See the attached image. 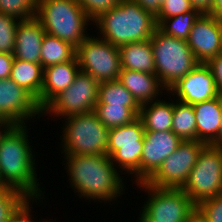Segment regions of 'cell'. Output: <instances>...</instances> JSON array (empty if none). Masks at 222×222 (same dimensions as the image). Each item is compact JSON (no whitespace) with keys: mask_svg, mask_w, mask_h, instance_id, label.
I'll list each match as a JSON object with an SVG mask.
<instances>
[{"mask_svg":"<svg viewBox=\"0 0 222 222\" xmlns=\"http://www.w3.org/2000/svg\"><path fill=\"white\" fill-rule=\"evenodd\" d=\"M27 129L26 125H14L3 136L0 144V181L3 186L23 193L32 203H41L45 191L40 190L42 188L37 182L36 158Z\"/></svg>","mask_w":222,"mask_h":222,"instance_id":"1","label":"cell"},{"mask_svg":"<svg viewBox=\"0 0 222 222\" xmlns=\"http://www.w3.org/2000/svg\"><path fill=\"white\" fill-rule=\"evenodd\" d=\"M70 185L79 198L114 201L123 194L124 181L108 155H64Z\"/></svg>","mask_w":222,"mask_h":222,"instance_id":"2","label":"cell"},{"mask_svg":"<svg viewBox=\"0 0 222 222\" xmlns=\"http://www.w3.org/2000/svg\"><path fill=\"white\" fill-rule=\"evenodd\" d=\"M100 38L114 46L150 40L157 28L155 17L134 0H120L117 6L93 21Z\"/></svg>","mask_w":222,"mask_h":222,"instance_id":"3","label":"cell"},{"mask_svg":"<svg viewBox=\"0 0 222 222\" xmlns=\"http://www.w3.org/2000/svg\"><path fill=\"white\" fill-rule=\"evenodd\" d=\"M35 17L47 34L75 48L89 36L86 30L93 24L76 0H38Z\"/></svg>","mask_w":222,"mask_h":222,"instance_id":"4","label":"cell"},{"mask_svg":"<svg viewBox=\"0 0 222 222\" xmlns=\"http://www.w3.org/2000/svg\"><path fill=\"white\" fill-rule=\"evenodd\" d=\"M150 42L155 75L166 91L199 64L187 40L169 36L157 27Z\"/></svg>","mask_w":222,"mask_h":222,"instance_id":"5","label":"cell"},{"mask_svg":"<svg viewBox=\"0 0 222 222\" xmlns=\"http://www.w3.org/2000/svg\"><path fill=\"white\" fill-rule=\"evenodd\" d=\"M62 131L64 155H107L109 129L92 111L65 117Z\"/></svg>","mask_w":222,"mask_h":222,"instance_id":"6","label":"cell"},{"mask_svg":"<svg viewBox=\"0 0 222 222\" xmlns=\"http://www.w3.org/2000/svg\"><path fill=\"white\" fill-rule=\"evenodd\" d=\"M136 185L149 193L138 222H187L196 209V204L182 189L156 188L146 182Z\"/></svg>","mask_w":222,"mask_h":222,"instance_id":"7","label":"cell"},{"mask_svg":"<svg viewBox=\"0 0 222 222\" xmlns=\"http://www.w3.org/2000/svg\"><path fill=\"white\" fill-rule=\"evenodd\" d=\"M145 129L138 117L133 122L109 129L107 155L122 172L133 174L140 183V158L143 150Z\"/></svg>","mask_w":222,"mask_h":222,"instance_id":"8","label":"cell"},{"mask_svg":"<svg viewBox=\"0 0 222 222\" xmlns=\"http://www.w3.org/2000/svg\"><path fill=\"white\" fill-rule=\"evenodd\" d=\"M181 189L196 205L222 194V149L206 145Z\"/></svg>","mask_w":222,"mask_h":222,"instance_id":"9","label":"cell"},{"mask_svg":"<svg viewBox=\"0 0 222 222\" xmlns=\"http://www.w3.org/2000/svg\"><path fill=\"white\" fill-rule=\"evenodd\" d=\"M76 58L80 71L99 83L118 80L121 71L119 48L105 39L89 35L76 48Z\"/></svg>","mask_w":222,"mask_h":222,"instance_id":"10","label":"cell"},{"mask_svg":"<svg viewBox=\"0 0 222 222\" xmlns=\"http://www.w3.org/2000/svg\"><path fill=\"white\" fill-rule=\"evenodd\" d=\"M99 82L88 73L80 71L73 83L57 94L43 109L42 115L51 114L53 118L83 114L94 111L98 98Z\"/></svg>","mask_w":222,"mask_h":222,"instance_id":"11","label":"cell"},{"mask_svg":"<svg viewBox=\"0 0 222 222\" xmlns=\"http://www.w3.org/2000/svg\"><path fill=\"white\" fill-rule=\"evenodd\" d=\"M206 145L202 141H183L146 183L156 188L181 189Z\"/></svg>","mask_w":222,"mask_h":222,"instance_id":"12","label":"cell"},{"mask_svg":"<svg viewBox=\"0 0 222 222\" xmlns=\"http://www.w3.org/2000/svg\"><path fill=\"white\" fill-rule=\"evenodd\" d=\"M42 116L37 100L10 78L0 80V119L13 125Z\"/></svg>","mask_w":222,"mask_h":222,"instance_id":"13","label":"cell"},{"mask_svg":"<svg viewBox=\"0 0 222 222\" xmlns=\"http://www.w3.org/2000/svg\"><path fill=\"white\" fill-rule=\"evenodd\" d=\"M185 104H197L219 96L214 77L206 63H199L184 78L179 79L167 91Z\"/></svg>","mask_w":222,"mask_h":222,"instance_id":"14","label":"cell"},{"mask_svg":"<svg viewBox=\"0 0 222 222\" xmlns=\"http://www.w3.org/2000/svg\"><path fill=\"white\" fill-rule=\"evenodd\" d=\"M182 142L172 131H145L140 158V183L146 182Z\"/></svg>","mask_w":222,"mask_h":222,"instance_id":"15","label":"cell"},{"mask_svg":"<svg viewBox=\"0 0 222 222\" xmlns=\"http://www.w3.org/2000/svg\"><path fill=\"white\" fill-rule=\"evenodd\" d=\"M187 44L199 63L222 53L219 17L201 14L190 30Z\"/></svg>","mask_w":222,"mask_h":222,"instance_id":"16","label":"cell"},{"mask_svg":"<svg viewBox=\"0 0 222 222\" xmlns=\"http://www.w3.org/2000/svg\"><path fill=\"white\" fill-rule=\"evenodd\" d=\"M45 33L36 17L20 20L15 35L14 58L41 64L40 51Z\"/></svg>","mask_w":222,"mask_h":222,"instance_id":"17","label":"cell"},{"mask_svg":"<svg viewBox=\"0 0 222 222\" xmlns=\"http://www.w3.org/2000/svg\"><path fill=\"white\" fill-rule=\"evenodd\" d=\"M76 56L71 60L44 68L39 107L43 109L57 94L66 90L79 72Z\"/></svg>","mask_w":222,"mask_h":222,"instance_id":"18","label":"cell"},{"mask_svg":"<svg viewBox=\"0 0 222 222\" xmlns=\"http://www.w3.org/2000/svg\"><path fill=\"white\" fill-rule=\"evenodd\" d=\"M118 80L140 105L158 100L161 90H166L156 75L146 72L121 69Z\"/></svg>","mask_w":222,"mask_h":222,"instance_id":"19","label":"cell"},{"mask_svg":"<svg viewBox=\"0 0 222 222\" xmlns=\"http://www.w3.org/2000/svg\"><path fill=\"white\" fill-rule=\"evenodd\" d=\"M197 124V141L210 145L219 132L222 114V96L193 105Z\"/></svg>","mask_w":222,"mask_h":222,"instance_id":"20","label":"cell"},{"mask_svg":"<svg viewBox=\"0 0 222 222\" xmlns=\"http://www.w3.org/2000/svg\"><path fill=\"white\" fill-rule=\"evenodd\" d=\"M118 48L121 69L155 75V61L150 40L127 43Z\"/></svg>","mask_w":222,"mask_h":222,"instance_id":"21","label":"cell"},{"mask_svg":"<svg viewBox=\"0 0 222 222\" xmlns=\"http://www.w3.org/2000/svg\"><path fill=\"white\" fill-rule=\"evenodd\" d=\"M173 102L158 99L141 105L139 118L142 120L145 131L162 132L171 131Z\"/></svg>","mask_w":222,"mask_h":222,"instance_id":"22","label":"cell"},{"mask_svg":"<svg viewBox=\"0 0 222 222\" xmlns=\"http://www.w3.org/2000/svg\"><path fill=\"white\" fill-rule=\"evenodd\" d=\"M44 69L41 64L14 58L10 79L28 91L39 105V96L43 86Z\"/></svg>","mask_w":222,"mask_h":222,"instance_id":"23","label":"cell"},{"mask_svg":"<svg viewBox=\"0 0 222 222\" xmlns=\"http://www.w3.org/2000/svg\"><path fill=\"white\" fill-rule=\"evenodd\" d=\"M96 104H106L107 106H128L138 116L141 109V105L119 80L99 83Z\"/></svg>","mask_w":222,"mask_h":222,"instance_id":"24","label":"cell"},{"mask_svg":"<svg viewBox=\"0 0 222 222\" xmlns=\"http://www.w3.org/2000/svg\"><path fill=\"white\" fill-rule=\"evenodd\" d=\"M41 65L44 68L71 61L76 56V48L69 42L45 33L41 46Z\"/></svg>","mask_w":222,"mask_h":222,"instance_id":"25","label":"cell"},{"mask_svg":"<svg viewBox=\"0 0 222 222\" xmlns=\"http://www.w3.org/2000/svg\"><path fill=\"white\" fill-rule=\"evenodd\" d=\"M171 131L183 141H197V124L193 105L174 102Z\"/></svg>","mask_w":222,"mask_h":222,"instance_id":"26","label":"cell"},{"mask_svg":"<svg viewBox=\"0 0 222 222\" xmlns=\"http://www.w3.org/2000/svg\"><path fill=\"white\" fill-rule=\"evenodd\" d=\"M94 112L101 123L108 129L130 124L138 118V115L128 106L96 104Z\"/></svg>","mask_w":222,"mask_h":222,"instance_id":"27","label":"cell"},{"mask_svg":"<svg viewBox=\"0 0 222 222\" xmlns=\"http://www.w3.org/2000/svg\"><path fill=\"white\" fill-rule=\"evenodd\" d=\"M200 15L201 13L197 9H193L187 13L166 18L157 27L169 36L187 40L194 22Z\"/></svg>","mask_w":222,"mask_h":222,"instance_id":"28","label":"cell"},{"mask_svg":"<svg viewBox=\"0 0 222 222\" xmlns=\"http://www.w3.org/2000/svg\"><path fill=\"white\" fill-rule=\"evenodd\" d=\"M29 200L14 188L0 186V222H11Z\"/></svg>","mask_w":222,"mask_h":222,"instance_id":"29","label":"cell"},{"mask_svg":"<svg viewBox=\"0 0 222 222\" xmlns=\"http://www.w3.org/2000/svg\"><path fill=\"white\" fill-rule=\"evenodd\" d=\"M38 0H0V13L26 20L36 16Z\"/></svg>","mask_w":222,"mask_h":222,"instance_id":"30","label":"cell"},{"mask_svg":"<svg viewBox=\"0 0 222 222\" xmlns=\"http://www.w3.org/2000/svg\"><path fill=\"white\" fill-rule=\"evenodd\" d=\"M20 20L0 13V52L14 53L16 29Z\"/></svg>","mask_w":222,"mask_h":222,"instance_id":"31","label":"cell"},{"mask_svg":"<svg viewBox=\"0 0 222 222\" xmlns=\"http://www.w3.org/2000/svg\"><path fill=\"white\" fill-rule=\"evenodd\" d=\"M194 8L190 0H165L160 7V12L155 17L157 26L166 18L192 11Z\"/></svg>","mask_w":222,"mask_h":222,"instance_id":"32","label":"cell"},{"mask_svg":"<svg viewBox=\"0 0 222 222\" xmlns=\"http://www.w3.org/2000/svg\"><path fill=\"white\" fill-rule=\"evenodd\" d=\"M196 208L208 222H222V194L201 201Z\"/></svg>","mask_w":222,"mask_h":222,"instance_id":"33","label":"cell"},{"mask_svg":"<svg viewBox=\"0 0 222 222\" xmlns=\"http://www.w3.org/2000/svg\"><path fill=\"white\" fill-rule=\"evenodd\" d=\"M84 9L92 22L102 13L107 12L120 3V0H76Z\"/></svg>","mask_w":222,"mask_h":222,"instance_id":"34","label":"cell"},{"mask_svg":"<svg viewBox=\"0 0 222 222\" xmlns=\"http://www.w3.org/2000/svg\"><path fill=\"white\" fill-rule=\"evenodd\" d=\"M214 77L215 86L219 95L222 96V53L217 54L214 58L206 63Z\"/></svg>","mask_w":222,"mask_h":222,"instance_id":"35","label":"cell"},{"mask_svg":"<svg viewBox=\"0 0 222 222\" xmlns=\"http://www.w3.org/2000/svg\"><path fill=\"white\" fill-rule=\"evenodd\" d=\"M13 60V54L0 52V80L10 77Z\"/></svg>","mask_w":222,"mask_h":222,"instance_id":"36","label":"cell"},{"mask_svg":"<svg viewBox=\"0 0 222 222\" xmlns=\"http://www.w3.org/2000/svg\"><path fill=\"white\" fill-rule=\"evenodd\" d=\"M140 5L144 10L150 12L154 17L160 12V7L165 0H134Z\"/></svg>","mask_w":222,"mask_h":222,"instance_id":"37","label":"cell"},{"mask_svg":"<svg viewBox=\"0 0 222 222\" xmlns=\"http://www.w3.org/2000/svg\"><path fill=\"white\" fill-rule=\"evenodd\" d=\"M192 7L197 9L201 14H210L213 0H190Z\"/></svg>","mask_w":222,"mask_h":222,"instance_id":"38","label":"cell"},{"mask_svg":"<svg viewBox=\"0 0 222 222\" xmlns=\"http://www.w3.org/2000/svg\"><path fill=\"white\" fill-rule=\"evenodd\" d=\"M31 200L22 208V210L17 214V216L11 222H31Z\"/></svg>","mask_w":222,"mask_h":222,"instance_id":"39","label":"cell"},{"mask_svg":"<svg viewBox=\"0 0 222 222\" xmlns=\"http://www.w3.org/2000/svg\"><path fill=\"white\" fill-rule=\"evenodd\" d=\"M187 222H208L203 214L196 208L188 217Z\"/></svg>","mask_w":222,"mask_h":222,"instance_id":"40","label":"cell"},{"mask_svg":"<svg viewBox=\"0 0 222 222\" xmlns=\"http://www.w3.org/2000/svg\"><path fill=\"white\" fill-rule=\"evenodd\" d=\"M211 15L222 17V0H213Z\"/></svg>","mask_w":222,"mask_h":222,"instance_id":"41","label":"cell"},{"mask_svg":"<svg viewBox=\"0 0 222 222\" xmlns=\"http://www.w3.org/2000/svg\"><path fill=\"white\" fill-rule=\"evenodd\" d=\"M14 125L0 119V144L3 136L13 127Z\"/></svg>","mask_w":222,"mask_h":222,"instance_id":"42","label":"cell"},{"mask_svg":"<svg viewBox=\"0 0 222 222\" xmlns=\"http://www.w3.org/2000/svg\"><path fill=\"white\" fill-rule=\"evenodd\" d=\"M210 145L222 149V114H221V123L217 138Z\"/></svg>","mask_w":222,"mask_h":222,"instance_id":"43","label":"cell"},{"mask_svg":"<svg viewBox=\"0 0 222 222\" xmlns=\"http://www.w3.org/2000/svg\"><path fill=\"white\" fill-rule=\"evenodd\" d=\"M219 23H220L221 43H222V17H219Z\"/></svg>","mask_w":222,"mask_h":222,"instance_id":"44","label":"cell"},{"mask_svg":"<svg viewBox=\"0 0 222 222\" xmlns=\"http://www.w3.org/2000/svg\"><path fill=\"white\" fill-rule=\"evenodd\" d=\"M31 222H35V221L31 219ZM40 222H48V221H47V220L45 221V220L43 219V221H40ZM49 222H50V221H49Z\"/></svg>","mask_w":222,"mask_h":222,"instance_id":"45","label":"cell"}]
</instances>
